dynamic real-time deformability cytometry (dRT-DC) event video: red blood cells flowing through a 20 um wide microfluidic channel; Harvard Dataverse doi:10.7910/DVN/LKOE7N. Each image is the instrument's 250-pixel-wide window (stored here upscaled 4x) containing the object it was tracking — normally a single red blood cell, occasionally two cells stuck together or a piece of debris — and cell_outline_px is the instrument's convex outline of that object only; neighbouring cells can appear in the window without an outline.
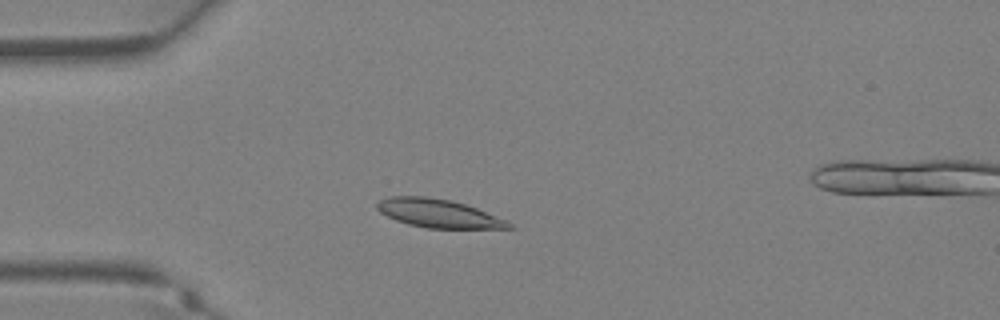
{"species": "Egyptian fruit bat (a non-hibernating species)", "species_latin": "Rousettus aegyptiacus", "temperature_condition": "warm", "stored_images_in_passage": 36, "camera_frame_rate_fps": 3000, "um_per_image_px": 0.085, "animal": {"sex": "female"}, "frame": {"image": 1, "passage_image": 8, "time_ms": 2.333, "image_size_px": [1000, 320], "cell_outline_px": [[516, 228], [428, 228], [408, 224], [396, 220], [380, 212], [376, 208], [376, 204], [380, 200], [388, 196], [428, 196], [452, 200], [476, 208], [508, 220]], "centroid_in_image_um": [37.27, 18.13], "position_along_channel_um": 47.7, "area_um2": 21.85}}
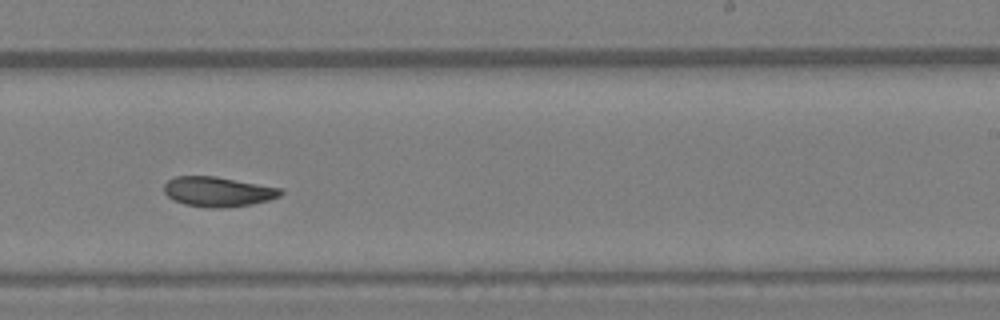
{"frame": {"image": 2, "passage_image": 21, "time_ms": 6.667, "image_size_px": [1000, 320], "cell_outline_px": [[284, 192], [280, 196], [268, 200], [252, 204], [220, 208], [208, 208], [184, 204], [168, 196], [164, 192], [164, 184], [168, 180], [176, 176], [216, 176], [280, 188]], "centroid_in_image_um": [18.52, 16.29], "position_along_channel_um": 270.5, "area_um2": 20.17}}
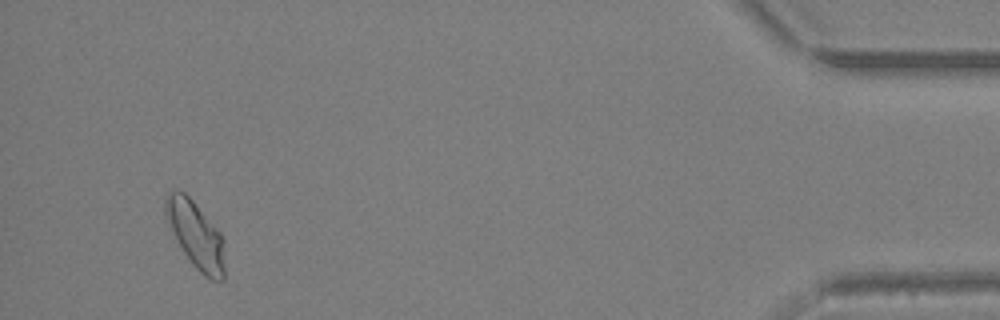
{"frame": {"image": 3, "passage_image": 33, "time_ms": 10.667, "image_size_px": [1000, 320], "cell_outline_px": [[224, 280], [212, 280], [204, 276], [192, 264], [184, 252], [172, 232], [164, 216], [164, 200], [168, 192], [172, 188], [184, 192], [192, 200], [220, 232], [224, 240]], "centroid_in_image_um": [16.62, 19.94], "position_along_channel_um": 418.6, "area_um2": 23.12}}